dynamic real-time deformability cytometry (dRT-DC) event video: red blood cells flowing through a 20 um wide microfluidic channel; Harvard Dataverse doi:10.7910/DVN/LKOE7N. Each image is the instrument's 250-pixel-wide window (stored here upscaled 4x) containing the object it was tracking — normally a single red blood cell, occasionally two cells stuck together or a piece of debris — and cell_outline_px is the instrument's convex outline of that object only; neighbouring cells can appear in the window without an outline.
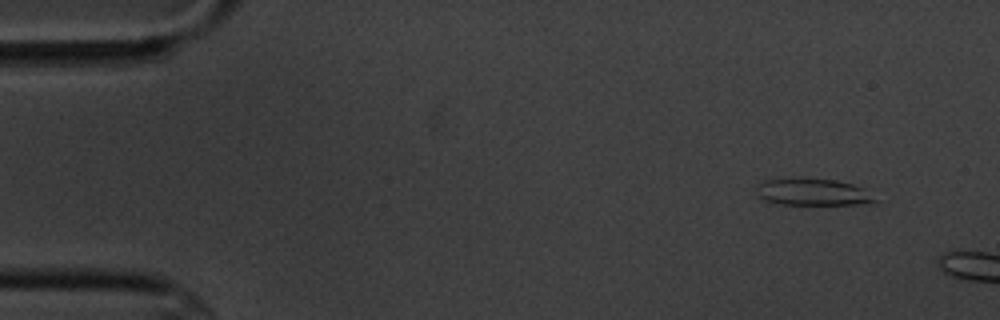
{"species": "common noctule bat (a hibernating species)", "species_latin": "Nyctalus noctula", "temperature_condition": "cold", "stored_images_in_passage": 2, "camera_frame_rate_fps": 3000, "um_per_image_px": 0.085, "animal": {"sex": "male", "body_mass_g": 20.1, "forearm_length_mm": 53.5}, "frame": {"image": 1, "passage_image": 1, "time_ms": 0.0, "image_size_px": [1000, 320], "cell_outline_px": [[880, 204], [780, 204], [764, 200], [756, 196], [756, 184], [764, 180], [796, 176], [836, 180], [852, 184], [860, 188], [876, 200]], "centroid_in_image_um": [68.98, 16.3], "position_along_channel_um": 16.0, "area_um2": 19.02}}